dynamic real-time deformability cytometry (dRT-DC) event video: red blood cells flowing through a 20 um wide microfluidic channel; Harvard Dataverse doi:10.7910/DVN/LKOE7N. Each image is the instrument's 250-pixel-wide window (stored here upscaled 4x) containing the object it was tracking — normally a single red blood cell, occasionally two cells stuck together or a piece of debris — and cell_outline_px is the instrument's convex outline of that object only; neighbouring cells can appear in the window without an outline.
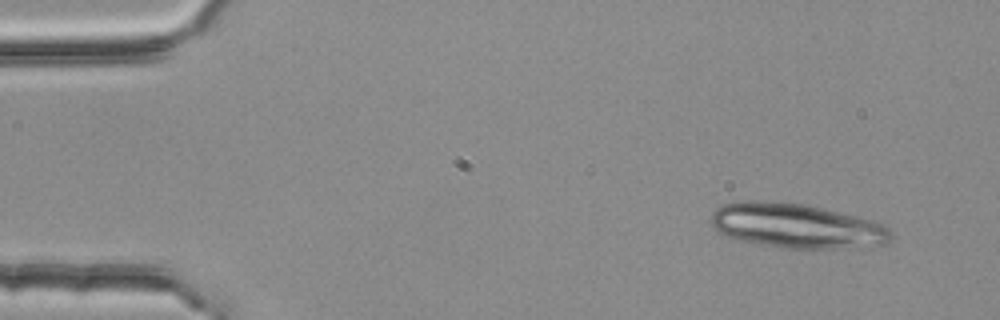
{"species": "common noctule bat (a hibernating species)", "species_latin": "Nyctalus noctula", "temperature_condition": "room temperature", "stored_images_in_passage": 2, "camera_frame_rate_fps": 3000, "um_per_image_px": 0.085, "animal": {"sex": "female", "body_mass_g": 25.1}, "frame": {"image": 1, "passage_image": 1, "time_ms": 0.0, "image_size_px": [1000, 320], "cell_outline_px": [[892, 240], [884, 244], [840, 248], [788, 248], [760, 244], [728, 236], [720, 232], [712, 224], [712, 212], [720, 204], [744, 200], [760, 200], [804, 204], [824, 208], [872, 220], [884, 224], [892, 232]], "centroid_in_image_um": [67.72, 19.17], "position_along_channel_um": 17.3, "area_um2": 46.53}}